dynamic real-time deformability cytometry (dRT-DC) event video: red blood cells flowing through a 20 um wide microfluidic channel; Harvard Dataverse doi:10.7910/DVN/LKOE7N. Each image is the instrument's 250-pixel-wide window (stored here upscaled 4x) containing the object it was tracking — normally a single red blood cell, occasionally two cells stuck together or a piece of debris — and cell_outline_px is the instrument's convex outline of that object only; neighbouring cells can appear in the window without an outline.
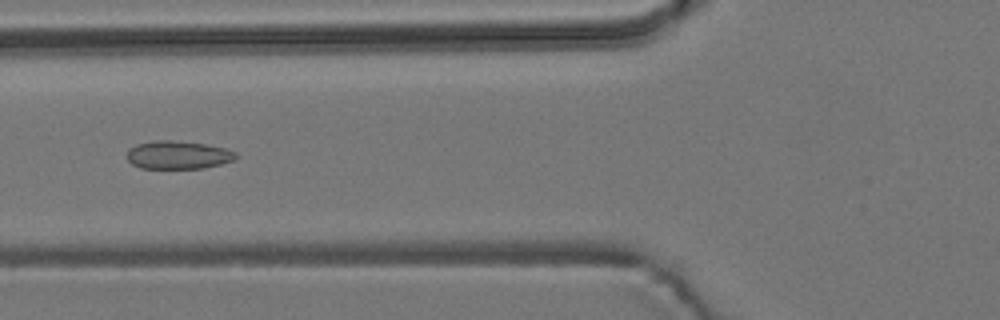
{"species": "common noctule bat (a hibernating species)", "species_latin": "Nyctalus noctula", "temperature_condition": "room temperature", "stored_images_in_passage": 4, "camera_frame_rate_fps": 3000, "um_per_image_px": 0.085, "animal": {"sex": "male", "body_mass_g": 19.2, "forearm_length_mm": 51.8}, "frame": {"image": 1, "passage_image": 4, "time_ms": 1.0, "image_size_px": [1000, 320], "cell_outline_px": [[240, 156], [236, 160], [204, 168], [140, 168], [132, 164], [128, 160], [128, 148], [136, 144], [156, 140], [172, 140], [204, 144], [224, 148], [236, 152]], "centroid_in_image_um": [15.16, 13.17], "position_along_channel_um": 110.6, "area_um2": 17.92}}